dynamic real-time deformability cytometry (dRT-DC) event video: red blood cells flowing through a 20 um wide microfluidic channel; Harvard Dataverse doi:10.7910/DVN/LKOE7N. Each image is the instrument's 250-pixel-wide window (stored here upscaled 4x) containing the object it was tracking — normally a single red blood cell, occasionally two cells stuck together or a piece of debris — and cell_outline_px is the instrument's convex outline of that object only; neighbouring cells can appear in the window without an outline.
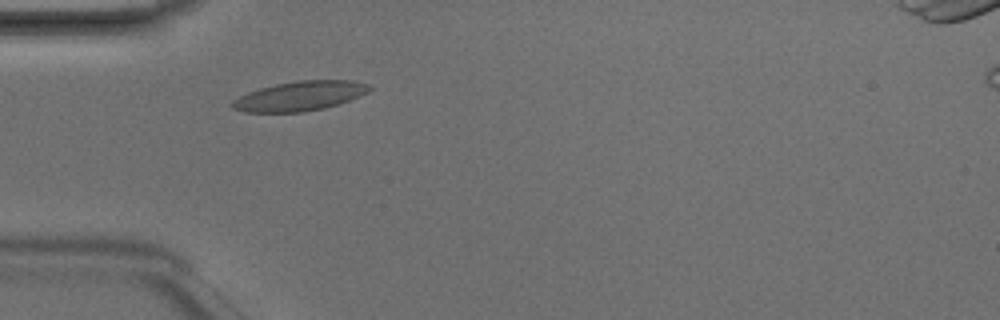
{"species": "Egyptian fruit bat (a non-hibernating species)", "species_latin": "Rousettus aegyptiacus", "temperature_condition": "room temperature", "stored_images_in_passage": 3, "camera_frame_rate_fps": 3000, "um_per_image_px": 0.085, "animal": {"sex": "male"}, "frame": {"image": 1, "passage_image": 2, "time_ms": 0.333, "image_size_px": [1000, 320], "cell_outline_px": [[372, 88], [368, 92], [360, 96], [324, 108], [304, 112], [244, 112], [232, 108], [232, 100], [248, 92], [260, 88], [276, 84], [300, 80], [352, 80], [368, 84]], "centroid_in_image_um": [25.48, 8.16], "position_along_channel_um": 59.5, "area_um2": 23.47}}